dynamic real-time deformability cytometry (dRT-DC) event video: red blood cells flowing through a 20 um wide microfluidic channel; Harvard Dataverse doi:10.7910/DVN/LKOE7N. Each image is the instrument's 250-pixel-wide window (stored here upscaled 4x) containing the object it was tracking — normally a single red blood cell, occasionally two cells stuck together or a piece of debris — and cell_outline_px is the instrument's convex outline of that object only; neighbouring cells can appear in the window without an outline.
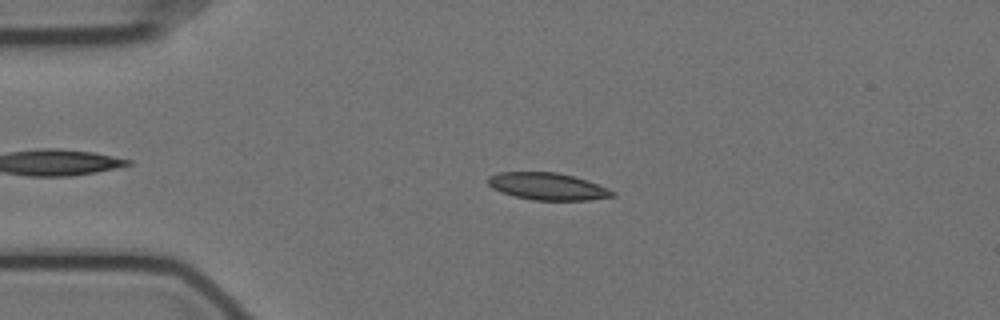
{"species": "Egyptian fruit bat (a non-hibernating species)", "species_latin": "Rousettus aegyptiacus", "temperature_condition": "cold", "stored_images_in_passage": 54, "camera_frame_rate_fps": 3000, "um_per_image_px": 0.085, "animal": {"sex": "female"}, "frame": {"image": 1, "passage_image": 9, "time_ms": 2.667, "image_size_px": [1000, 320], "cell_outline_px": [[616, 196], [588, 200], [532, 200], [500, 192], [492, 188], [488, 184], [488, 176], [500, 172], [556, 172], [588, 180], [608, 188], [616, 192]], "centroid_in_image_um": [46.56, 15.84], "position_along_channel_um": 38.4, "area_um2": 19.71}}
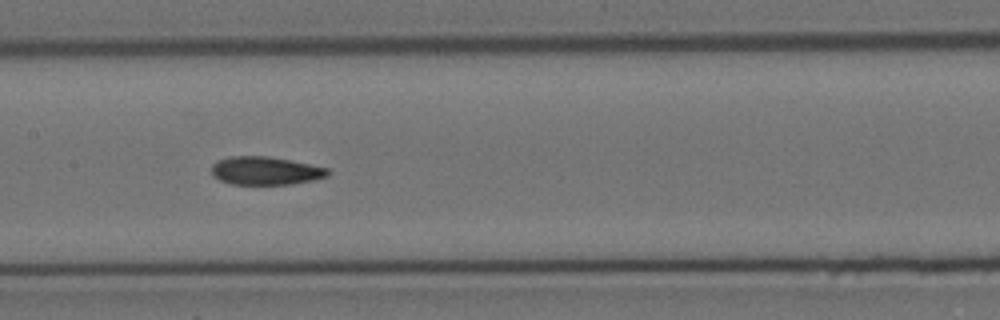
{"frame": {"image": 2, "passage_image": 24, "time_ms": 7.667, "image_size_px": [1000, 320], "cell_outline_px": [[332, 172], [328, 176], [312, 180], [292, 184], [232, 184], [220, 180], [212, 176], [212, 164], [216, 160], [228, 156], [268, 156], [328, 168]], "centroid_in_image_um": [22.54, 14.51], "position_along_channel_um": 184.9, "area_um2": 19.13}}
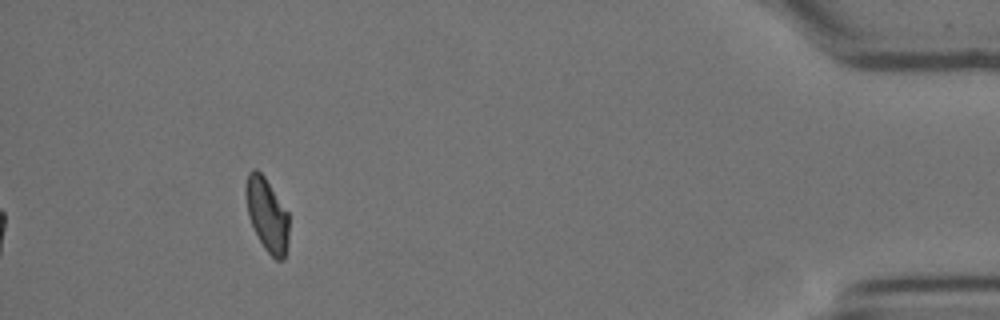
{"frame": {"image": 3, "passage_image": 49, "time_ms": 16.0, "image_size_px": [1000, 320], "cell_outline_px": [[288, 244], [284, 260], [276, 260], [264, 248], [248, 216], [244, 192], [244, 184], [248, 172], [256, 168], [264, 176], [288, 212]], "centroid_in_image_um": [22.68, 18.23], "position_along_channel_um": 412.5, "area_um2": 18.5}, "authors_computed_cell_mechanics": {"area_um2": 19.363, "velocity_mm_per_s": 3.4992, "shape_relaxation_time_tau1_ms": 9.8727, "shape_relaxation_time_tau2_ms": 2.7337, "deformation_change_tau1": 0.2011, "deformation_change_tau2": 0.0729}}